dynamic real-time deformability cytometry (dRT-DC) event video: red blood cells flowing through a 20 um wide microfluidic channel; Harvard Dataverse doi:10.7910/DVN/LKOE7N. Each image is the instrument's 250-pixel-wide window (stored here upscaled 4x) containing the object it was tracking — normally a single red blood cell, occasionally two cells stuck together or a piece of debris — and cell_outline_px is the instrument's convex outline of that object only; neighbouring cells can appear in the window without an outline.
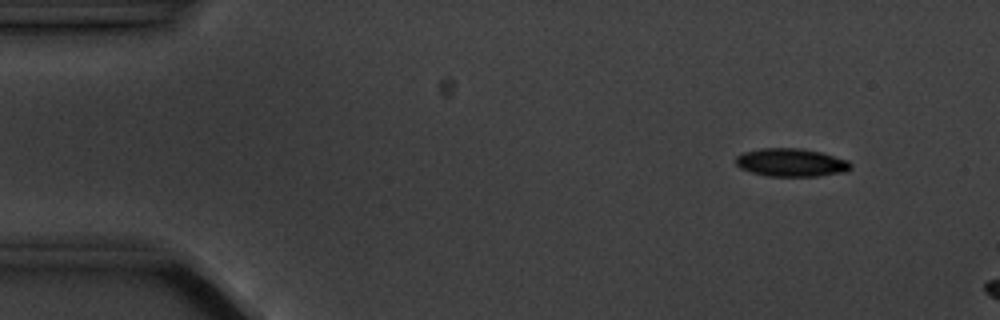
{"species": "common noctule bat (a hibernating species)", "species_latin": "Nyctalus noctula", "temperature_condition": "cold", "stored_images_in_passage": 4, "camera_frame_rate_fps": 3000, "um_per_image_px": 0.085, "animal": {"sex": "male", "body_mass_g": 20.1, "forearm_length_mm": 53.5}, "frame": {"image": 1, "passage_image": 2, "time_ms": 1.0, "image_size_px": [1000, 320], "cell_outline_px": [[852, 168], [844, 172], [816, 176], [768, 176], [752, 172], [740, 168], [736, 164], [736, 156], [744, 152], [760, 148], [800, 148], [820, 152], [848, 160], [852, 164]], "centroid_in_image_um": [67.25, 13.81], "position_along_channel_um": 17.7, "area_um2": 18.79}}